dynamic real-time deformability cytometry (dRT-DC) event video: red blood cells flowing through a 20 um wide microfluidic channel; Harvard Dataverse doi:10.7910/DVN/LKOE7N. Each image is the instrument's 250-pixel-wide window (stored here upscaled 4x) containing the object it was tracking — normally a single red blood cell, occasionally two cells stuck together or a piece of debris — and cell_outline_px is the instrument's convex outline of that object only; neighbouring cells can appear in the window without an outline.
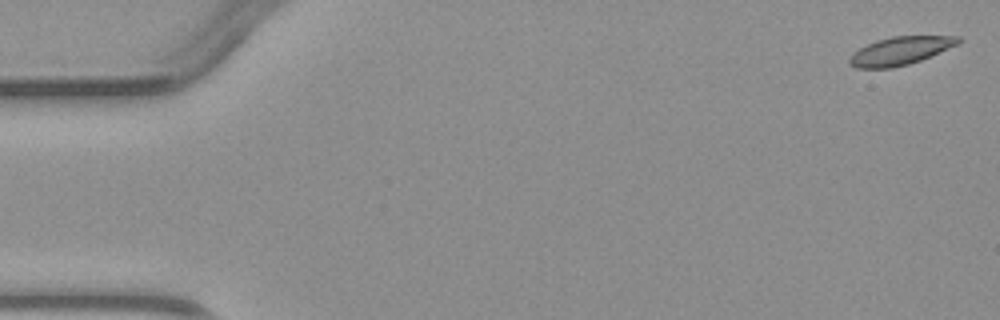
{"species": "common noctule bat (a hibernating species)", "species_latin": "Nyctalus noctula", "temperature_condition": "warm", "stored_images_in_passage": 4, "camera_frame_rate_fps": 3000, "um_per_image_px": 0.085, "animal": {"sex": "male", "body_mass_g": 23.1, "forearm_length_mm": 52.7}, "frame": {"image": 1, "passage_image": 1, "time_ms": 0.0, "image_size_px": [1000, 320], "cell_outline_px": [[964, 40], [956, 44], [920, 60], [908, 64], [892, 68], [856, 68], [848, 64], [848, 60], [852, 52], [876, 40], [892, 36], [960, 36]], "centroid_in_image_um": [76.47, 4.32], "position_along_channel_um": 8.5, "area_um2": 17.69}}
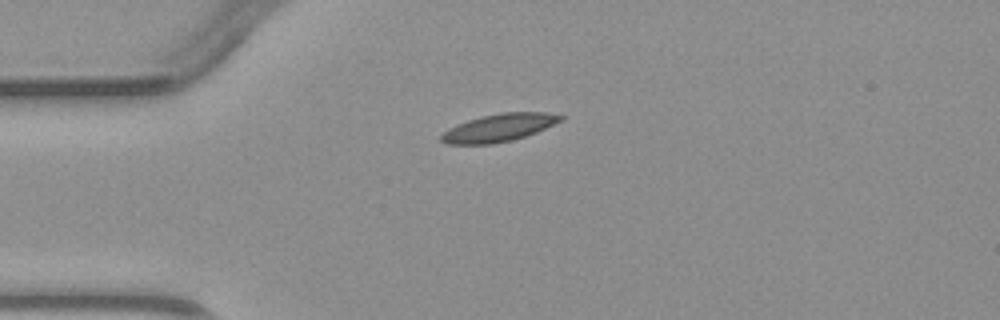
{"frame": {"image": 2, "passage_image": 4, "time_ms": 3.667, "image_size_px": [1000, 320], "cell_outline_px": [[564, 120], [536, 132], [512, 140], [492, 144], [448, 144], [440, 140], [440, 136], [448, 128], [468, 120], [480, 116], [500, 112], [548, 112], [564, 116]], "centroid_in_image_um": [42.42, 10.84], "position_along_channel_um": 42.6, "area_um2": 19.31}}